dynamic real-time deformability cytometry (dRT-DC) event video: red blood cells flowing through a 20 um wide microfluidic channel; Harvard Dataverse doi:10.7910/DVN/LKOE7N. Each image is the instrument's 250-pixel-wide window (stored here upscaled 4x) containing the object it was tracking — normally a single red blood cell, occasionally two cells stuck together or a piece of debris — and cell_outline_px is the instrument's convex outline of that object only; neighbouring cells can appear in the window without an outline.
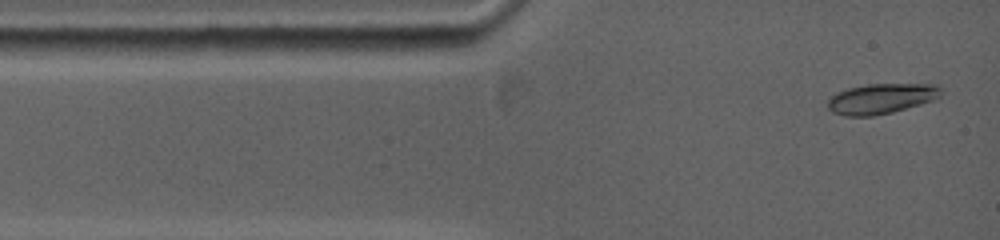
{"species": "common noctule bat (a hibernating species)", "species_latin": "Nyctalus noctula", "temperature_condition": "warm", "stored_images_in_passage": 17, "camera_frame_rate_fps": 5000, "um_per_image_px": 0.085, "animal": {"sex": "female", "body_mass_g": 19.0, "forearm_length_mm": 53.3}, "frame": {"image": 1, "passage_image": 1, "time_ms": 0.0, "image_size_px": [1000, 240], "cell_outline_px": [[940, 96], [936, 100], [892, 112], [872, 116], [844, 116], [832, 112], [828, 108], [828, 100], [836, 92], [848, 88], [868, 84], [936, 84], [940, 88]], "centroid_in_image_um": [74.9, 8.38], "position_along_channel_um": 10.1, "area_um2": 20.0}}
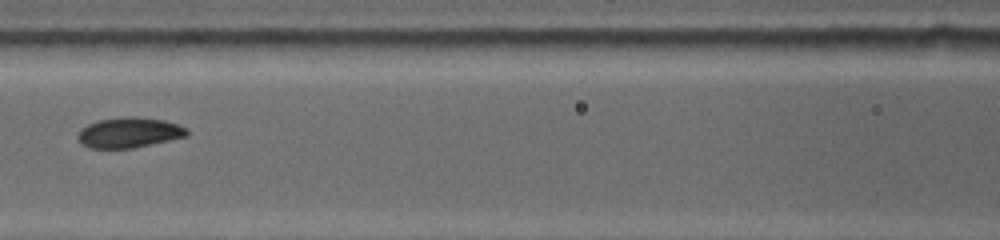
{"frame": {"image": 2, "passage_image": 11, "time_ms": 4.8, "image_size_px": [1000, 240], "cell_outline_px": [[188, 136], [132, 148], [92, 148], [84, 144], [80, 140], [80, 132], [88, 124], [100, 120], [128, 116], [136, 116], [164, 120], [176, 124], [184, 128], [188, 132]], "centroid_in_image_um": [11.03, 11.26], "position_along_channel_um": 155.6, "area_um2": 18.73}}
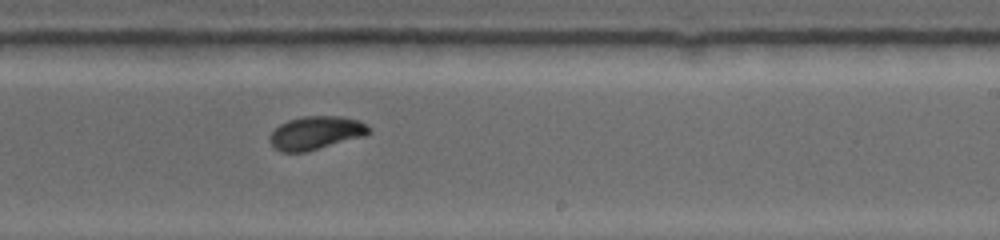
{"frame": {"image": 3, "passage_image": 17, "time_ms": 7.6, "image_size_px": [1000, 240], "cell_outline_px": [[368, 132], [364, 136], [304, 152], [284, 152], [276, 148], [268, 140], [268, 136], [280, 124], [288, 120], [304, 116], [340, 116], [360, 120], [368, 124]], "centroid_in_image_um": [26.84, 11.28], "position_along_channel_um": 262.2, "area_um2": 19.02}}